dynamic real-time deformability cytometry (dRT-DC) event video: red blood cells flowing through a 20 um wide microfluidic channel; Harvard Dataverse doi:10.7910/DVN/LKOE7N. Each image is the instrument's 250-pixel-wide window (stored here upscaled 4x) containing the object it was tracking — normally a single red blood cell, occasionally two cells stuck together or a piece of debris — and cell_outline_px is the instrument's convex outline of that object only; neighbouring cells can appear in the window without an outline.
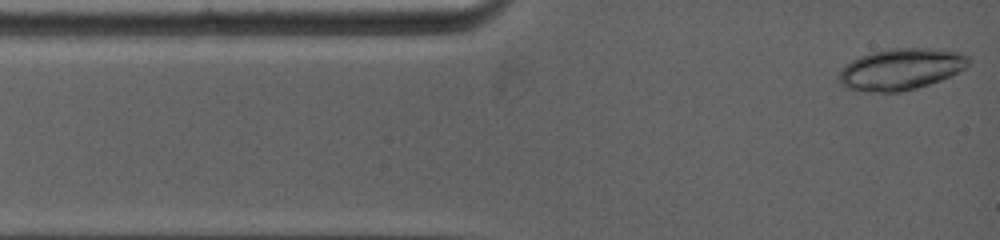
{"species": "common noctule bat (a hibernating species)", "species_latin": "Nyctalus noctula", "temperature_condition": "warm", "stored_images_in_passage": 3, "camera_frame_rate_fps": 5000, "um_per_image_px": 0.085, "animal": {"sex": "female", "body_mass_g": 19.0, "forearm_length_mm": 53.3}, "frame": {"image": 1, "passage_image": 1, "time_ms": 0.0, "image_size_px": [1000, 240], "cell_outline_px": [[972, 60], [964, 68], [940, 80], [916, 88], [900, 92], [856, 92], [848, 88], [840, 80], [840, 72], [852, 60], [860, 56], [872, 52], [892, 48], [932, 48], [960, 52], [968, 56]], "centroid_in_image_um": [76.6, 5.88], "position_along_channel_um": 8.4, "area_um2": 31.04}}